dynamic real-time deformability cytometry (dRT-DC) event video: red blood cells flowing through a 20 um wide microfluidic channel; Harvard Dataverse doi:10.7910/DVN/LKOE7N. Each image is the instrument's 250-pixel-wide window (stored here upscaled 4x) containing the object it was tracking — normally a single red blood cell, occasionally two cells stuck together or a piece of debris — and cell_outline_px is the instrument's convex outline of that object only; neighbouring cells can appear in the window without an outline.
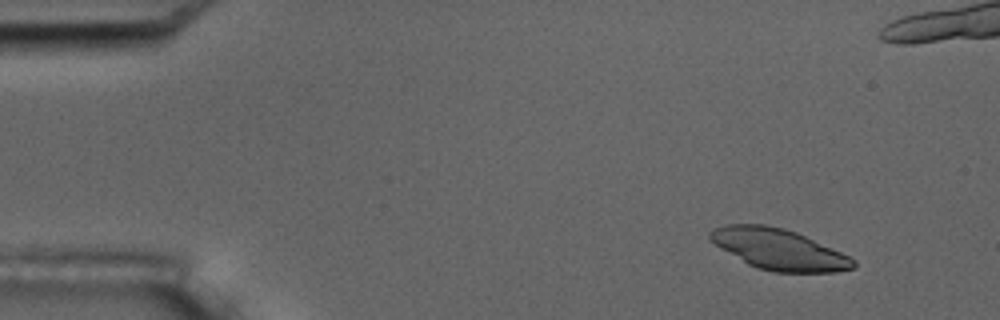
{"species": "common noctule bat (a hibernating species)", "species_latin": "Nyctalus noctula", "temperature_condition": "room temperature", "stored_images_in_passage": 5, "camera_frame_rate_fps": 3000, "um_per_image_px": 0.085, "animal": {"sex": "male", "body_mass_g": 17.5, "forearm_length_mm": 52.3}, "frame": {"image": 1, "passage_image": 1, "time_ms": 0.0, "image_size_px": [1000, 320], "cell_outline_px": [[856, 268], [836, 272], [772, 272], [756, 268], [748, 264], [720, 248], [708, 240], [708, 232], [712, 228], [728, 224], [764, 224], [784, 228], [796, 232], [840, 252], [856, 260]], "centroid_in_image_um": [66.16, 21.19], "position_along_channel_um": 18.8, "area_um2": 34.16}}